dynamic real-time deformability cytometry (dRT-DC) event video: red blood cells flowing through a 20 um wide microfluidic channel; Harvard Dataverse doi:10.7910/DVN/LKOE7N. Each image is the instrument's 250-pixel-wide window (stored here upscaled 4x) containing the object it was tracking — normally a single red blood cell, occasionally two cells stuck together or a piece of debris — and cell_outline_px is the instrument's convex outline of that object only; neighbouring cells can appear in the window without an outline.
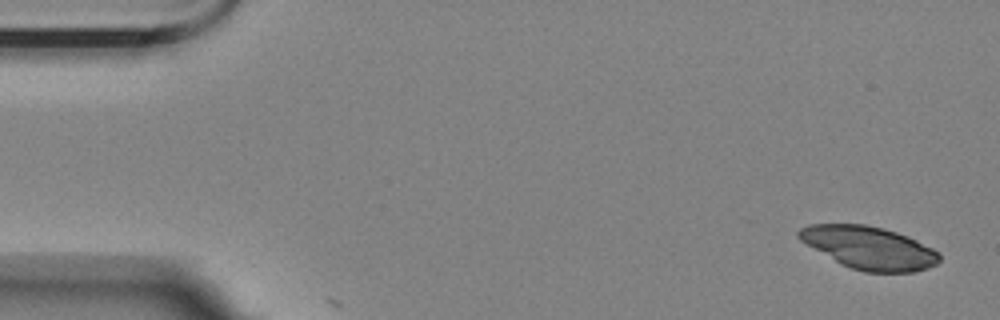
{"species": "Egyptian fruit bat (a non-hibernating species)", "species_latin": "Rousettus aegyptiacus", "temperature_condition": "room temperature", "stored_images_in_passage": 2, "camera_frame_rate_fps": 3000, "um_per_image_px": 0.085, "animal": {"sex": "female"}, "frame": {"image": 1, "passage_image": 1, "time_ms": 0.0, "image_size_px": [1000, 320], "cell_outline_px": [[940, 260], [936, 264], [928, 268], [912, 272], [864, 272], [840, 264], [800, 240], [796, 236], [796, 232], [800, 228], [808, 224], [864, 224], [884, 228], [908, 236], [940, 252]], "centroid_in_image_um": [73.86, 21.05], "position_along_channel_um": 11.1, "area_um2": 35.03}}